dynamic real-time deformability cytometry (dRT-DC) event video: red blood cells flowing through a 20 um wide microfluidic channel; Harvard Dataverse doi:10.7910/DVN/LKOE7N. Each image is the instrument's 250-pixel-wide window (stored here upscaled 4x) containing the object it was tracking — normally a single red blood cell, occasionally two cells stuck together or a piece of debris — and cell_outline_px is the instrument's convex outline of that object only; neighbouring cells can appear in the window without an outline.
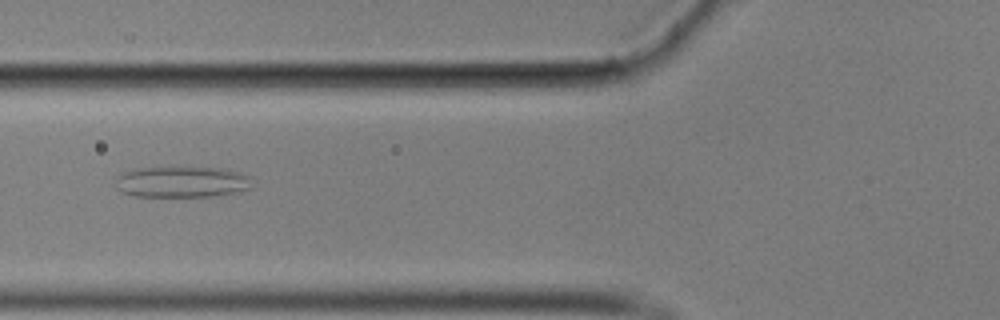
{"species": "common noctule bat (a hibernating species)", "species_latin": "Nyctalus noctula", "temperature_condition": "cold", "stored_images_in_passage": 57, "camera_frame_rate_fps": 3000, "um_per_image_px": 0.085, "animal": {"sex": "male", "body_mass_g": 17.9}, "frame": {"image": 1, "passage_image": 22, "time_ms": 7.0, "image_size_px": [1000, 320], "cell_outline_px": [[252, 188], [240, 192], [212, 196], [132, 196], [116, 188], [116, 176], [124, 172], [136, 168], [228, 168], [252, 176]], "centroid_in_image_um": [15.53, 15.46], "position_along_channel_um": 110.3, "area_um2": 24.91}}
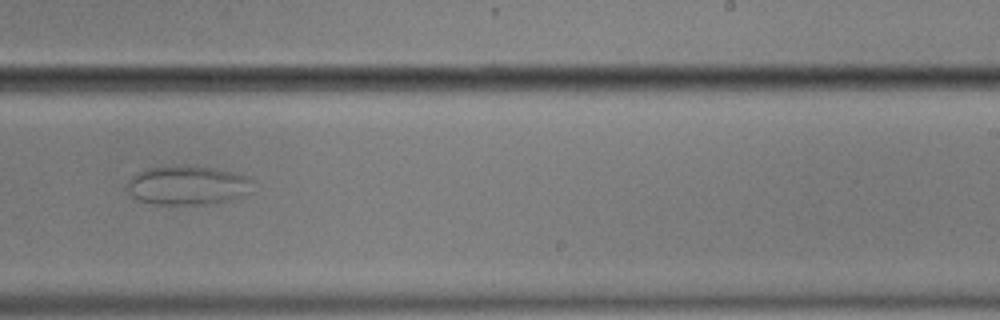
{"frame": {"image": 2, "passage_image": 36, "time_ms": 11.667, "image_size_px": [1000, 320], "cell_outline_px": [[252, 180], [248, 192], [232, 200], [220, 204], [156, 204], [140, 200], [132, 196], [124, 188], [132, 176], [136, 172], [144, 168], [212, 168], [232, 172], [248, 176]], "centroid_in_image_um": [15.92, 15.79], "position_along_channel_um": 273.1, "area_um2": 28.03}}
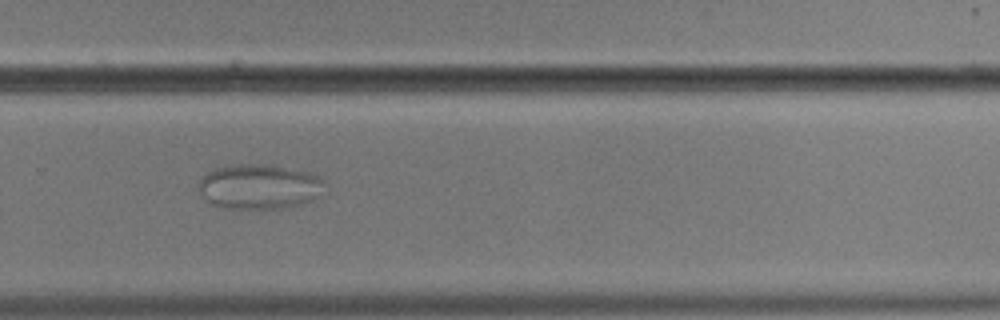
{"frame": {"image": 3, "passage_image": 39, "time_ms": 12.667, "image_size_px": [1000, 320], "cell_outline_px": [[328, 180], [312, 200], [304, 204], [288, 208], [220, 208], [204, 200], [196, 188], [196, 184], [212, 168], [224, 164], [268, 164], [312, 172]], "centroid_in_image_um": [22.0, 15.84], "position_along_channel_um": 307.8, "area_um2": 33.81}}